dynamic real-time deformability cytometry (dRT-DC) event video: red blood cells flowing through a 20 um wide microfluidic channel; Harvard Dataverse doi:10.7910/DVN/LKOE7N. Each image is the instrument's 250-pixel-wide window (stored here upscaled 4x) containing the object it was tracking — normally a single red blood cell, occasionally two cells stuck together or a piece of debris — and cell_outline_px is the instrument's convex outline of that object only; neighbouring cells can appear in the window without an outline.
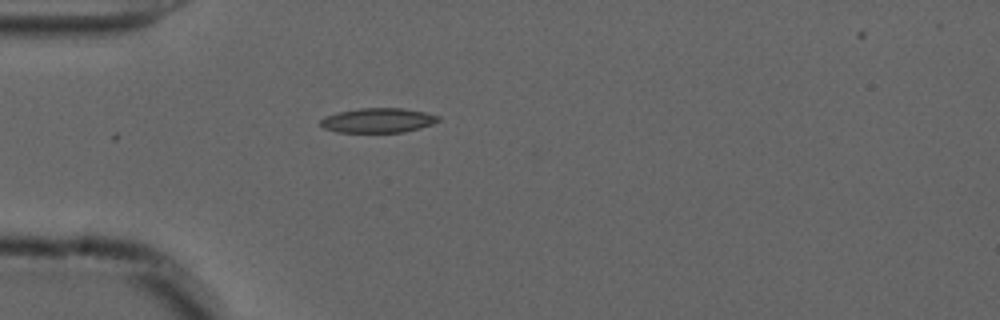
{"species": "common noctule bat (a hibernating species)", "species_latin": "Nyctalus noctula", "temperature_condition": "cold", "stored_images_in_passage": 12, "camera_frame_rate_fps": 3000, "um_per_image_px": 0.085, "animal": {"sex": "male", "forearm_length_mm": 52.5}, "frame": {"image": 1, "passage_image": 1, "time_ms": 0.0, "image_size_px": [1000, 320], "cell_outline_px": [[440, 120], [432, 124], [420, 128], [404, 132], [336, 132], [324, 128], [320, 124], [320, 120], [328, 116], [340, 112], [360, 108], [404, 108], [424, 112], [440, 116]], "centroid_in_image_um": [32.16, 10.23], "position_along_channel_um": 52.8, "area_um2": 16.76}}
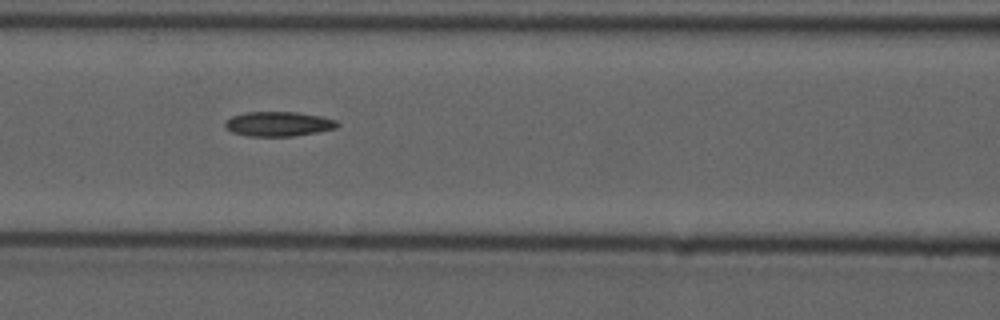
{"frame": {"image": 2, "passage_image": 9, "time_ms": 2.667, "image_size_px": [1000, 320], "cell_outline_px": [[340, 124], [336, 128], [316, 132], [292, 136], [248, 136], [232, 132], [224, 124], [232, 116], [248, 112], [296, 112], [320, 116], [336, 120]], "centroid_in_image_um": [23.69, 10.53], "position_along_channel_um": 142.9, "area_um2": 15.9}}
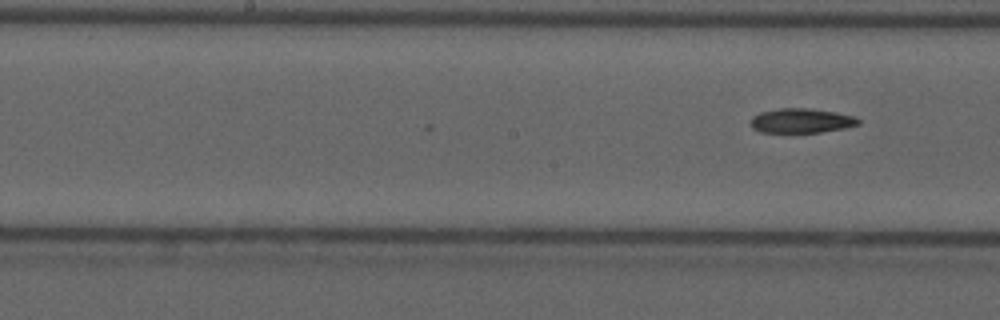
{"frame": {"image": 3, "passage_image": 12, "time_ms": 3.667, "image_size_px": [1000, 320], "cell_outline_px": [[860, 124], [844, 128], [820, 132], [760, 132], [752, 128], [752, 116], [760, 112], [776, 108], [808, 108], [836, 112], [856, 116], [860, 120]], "centroid_in_image_um": [68.13, 10.25], "position_along_channel_um": 180.1, "area_um2": 15.43}}